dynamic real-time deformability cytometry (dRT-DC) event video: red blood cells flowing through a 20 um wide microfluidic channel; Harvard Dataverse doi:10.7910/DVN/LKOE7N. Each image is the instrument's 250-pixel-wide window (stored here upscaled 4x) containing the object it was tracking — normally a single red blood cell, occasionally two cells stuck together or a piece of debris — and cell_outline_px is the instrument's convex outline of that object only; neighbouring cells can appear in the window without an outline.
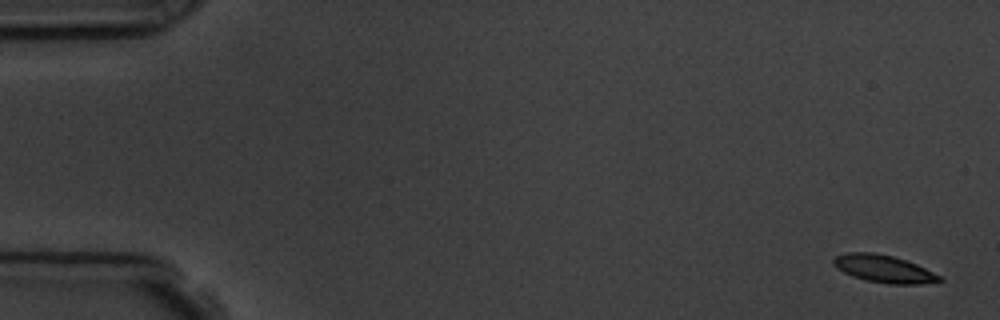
{"species": "common noctule bat (a hibernating species)", "species_latin": "Nyctalus noctula", "temperature_condition": "room temperature", "stored_images_in_passage": 6, "camera_frame_rate_fps": 3000, "um_per_image_px": 0.085, "animal": {"sex": "male", "body_mass_g": 19.5, "forearm_length_mm": 54.6}, "frame": {"image": 1, "passage_image": 1, "time_ms": 0.0, "image_size_px": [1000, 320], "cell_outline_px": [[944, 280], [920, 284], [888, 284], [864, 280], [852, 276], [836, 268], [832, 264], [832, 260], [836, 256], [848, 252], [872, 252], [892, 256], [916, 264], [944, 276]], "centroid_in_image_um": [75.13, 22.86], "position_along_channel_um": 9.9, "area_um2": 17.11}}
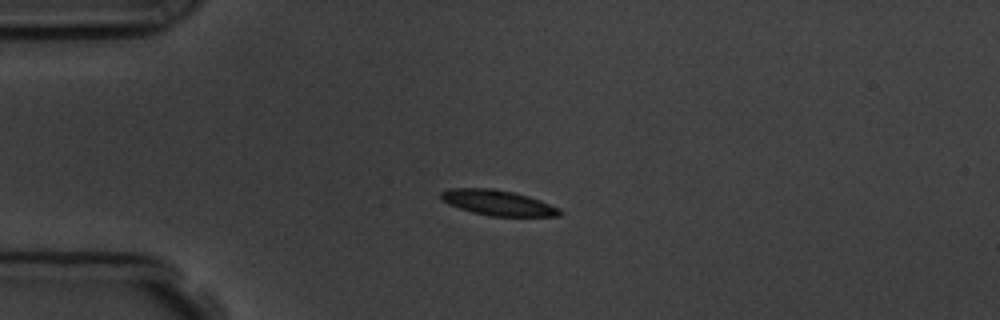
{"frame": {"image": 2, "passage_image": 4, "time_ms": 4.0, "image_size_px": [1000, 320], "cell_outline_px": [[564, 212], [560, 216], [488, 216], [472, 212], [448, 204], [440, 200], [440, 192], [448, 188], [496, 188], [528, 196], [540, 200], [560, 208]], "centroid_in_image_um": [42.31, 17.23], "position_along_channel_um": 42.7, "area_um2": 17.74}}